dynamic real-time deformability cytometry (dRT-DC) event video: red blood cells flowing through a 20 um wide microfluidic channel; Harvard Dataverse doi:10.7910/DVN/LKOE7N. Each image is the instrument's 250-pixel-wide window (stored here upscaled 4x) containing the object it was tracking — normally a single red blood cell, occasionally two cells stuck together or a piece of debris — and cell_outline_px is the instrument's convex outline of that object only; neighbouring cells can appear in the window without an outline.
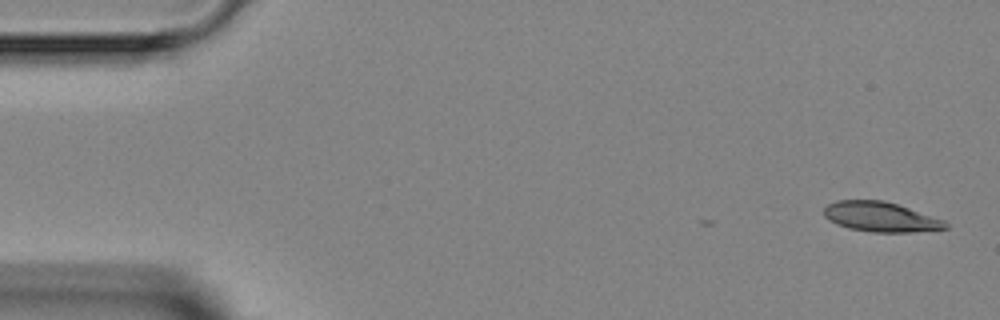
{"species": "Egyptian fruit bat (a non-hibernating species)", "species_latin": "Rousettus aegyptiacus", "temperature_condition": "room temperature", "stored_images_in_passage": 4, "camera_frame_rate_fps": 3000, "um_per_image_px": 0.085, "animal": {"sex": "female"}, "frame": {"image": 1, "passage_image": 1, "time_ms": 0.0, "image_size_px": [1000, 320], "cell_outline_px": [[948, 228], [912, 232], [872, 232], [848, 228], [836, 224], [828, 220], [824, 216], [824, 208], [828, 204], [836, 200], [884, 200], [944, 220], [948, 224]], "centroid_in_image_um": [74.81, 18.43], "position_along_channel_um": 10.2, "area_um2": 21.04}}
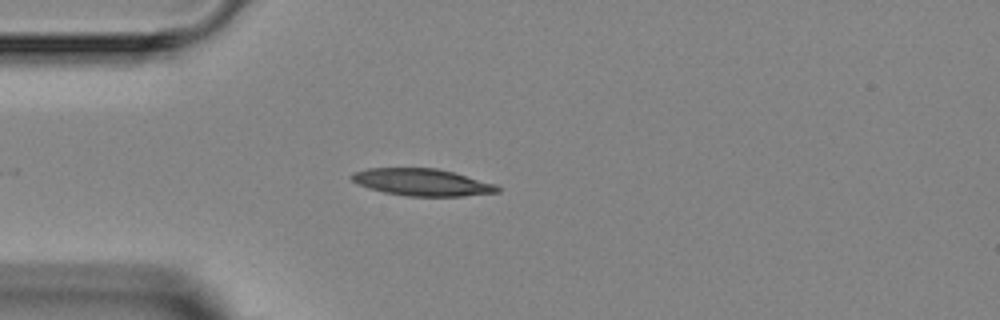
{"frame": {"image": 2, "passage_image": 4, "time_ms": 3.667, "image_size_px": [1000, 320], "cell_outline_px": [[500, 192], [464, 196], [404, 196], [384, 192], [368, 188], [352, 180], [348, 176], [352, 172], [368, 168], [436, 168], [452, 172], [496, 184], [500, 188]], "centroid_in_image_um": [35.86, 15.49], "position_along_channel_um": 49.1, "area_um2": 23.0}}